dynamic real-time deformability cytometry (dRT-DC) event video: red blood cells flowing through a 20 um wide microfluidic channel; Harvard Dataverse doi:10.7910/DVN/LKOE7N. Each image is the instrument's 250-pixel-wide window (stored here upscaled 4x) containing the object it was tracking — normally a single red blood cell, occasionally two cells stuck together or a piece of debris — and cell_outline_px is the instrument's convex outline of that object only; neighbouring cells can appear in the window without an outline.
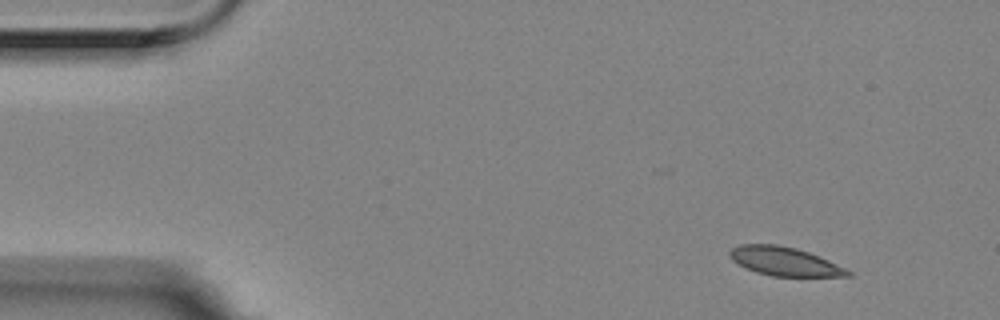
{"species": "Egyptian fruit bat (a non-hibernating species)", "species_latin": "Rousettus aegyptiacus", "temperature_condition": "room temperature", "stored_images_in_passage": 5, "camera_frame_rate_fps": 3000, "um_per_image_px": 0.085, "animal": {"sex": "female"}, "frame": {"image": 1, "passage_image": 1, "time_ms": 0.0, "image_size_px": [1000, 320], "cell_outline_px": [[852, 276], [772, 276], [756, 272], [732, 260], [728, 256], [728, 252], [732, 248], [740, 244], [776, 244], [796, 248], [820, 256], [852, 272]], "centroid_in_image_um": [66.67, 22.21], "position_along_channel_um": 18.3, "area_um2": 19.59}}
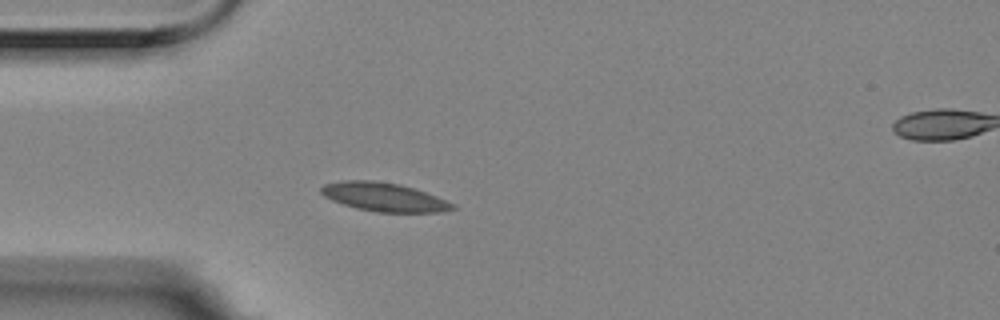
{"frame": {"image": 2, "passage_image": 4, "time_ms": 1.0, "image_size_px": [1000, 320], "cell_outline_px": [[456, 208], [444, 212], [376, 212], [356, 208], [332, 200], [324, 196], [320, 192], [320, 188], [324, 184], [344, 180], [372, 180], [400, 184], [436, 196], [456, 204]], "centroid_in_image_um": [32.64, 16.75], "position_along_channel_um": 52.4, "area_um2": 21.91}}